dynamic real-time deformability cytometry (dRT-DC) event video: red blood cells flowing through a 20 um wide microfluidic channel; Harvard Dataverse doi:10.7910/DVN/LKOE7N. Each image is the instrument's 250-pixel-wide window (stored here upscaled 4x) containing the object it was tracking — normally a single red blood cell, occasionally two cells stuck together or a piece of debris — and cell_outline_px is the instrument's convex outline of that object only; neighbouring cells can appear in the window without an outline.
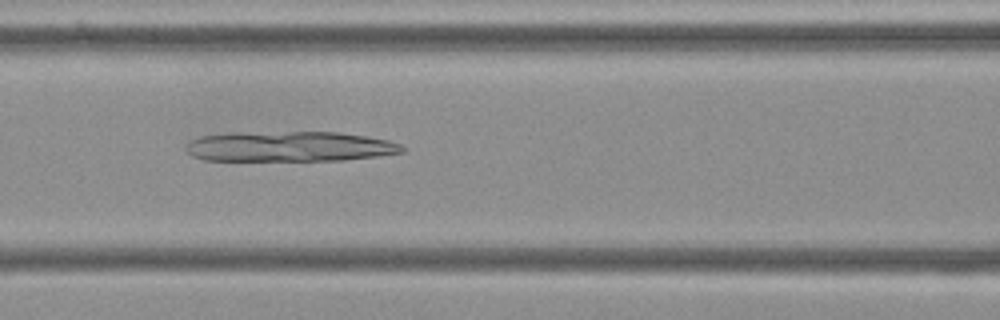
{"species": "Egyptian fruit bat (a non-hibernating species)", "species_latin": "Rousettus aegyptiacus", "temperature_condition": "cold", "stored_images_in_passage": 44, "camera_frame_rate_fps": 3000, "um_per_image_px": 0.085, "frame": {"image": 1, "passage_image": 18, "time_ms": 5.667, "image_size_px": [1000, 320], "cell_outline_px": [[404, 152], [376, 156], [344, 160], [204, 160], [192, 156], [184, 148], [184, 144], [188, 140], [200, 136], [228, 132], [340, 132], [368, 136], [388, 140], [400, 144], [404, 148]], "centroid_in_image_um": [24.55, 12.44], "position_along_channel_um": 142.0, "area_um2": 38.44}}
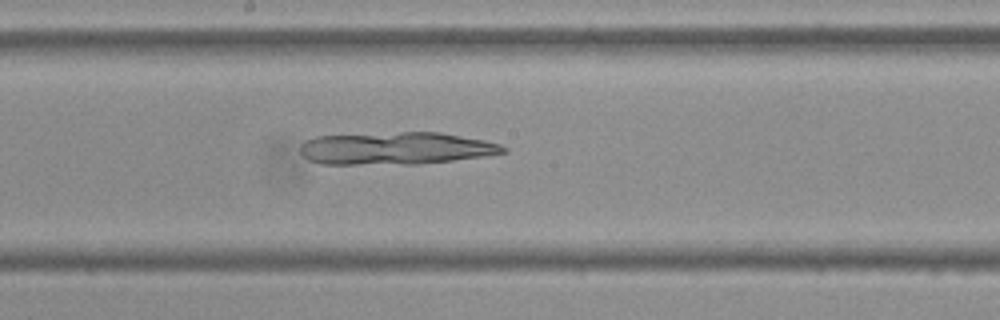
{"frame": {"image": 2, "passage_image": 24, "time_ms": 7.667, "image_size_px": [1000, 320], "cell_outline_px": [[508, 152], [484, 156], [420, 164], [320, 164], [308, 160], [300, 152], [300, 144], [304, 140], [316, 136], [400, 132], [440, 132], [484, 140], [500, 144], [508, 148]], "centroid_in_image_um": [33.63, 12.61], "position_along_channel_um": 214.6, "area_um2": 38.61}}
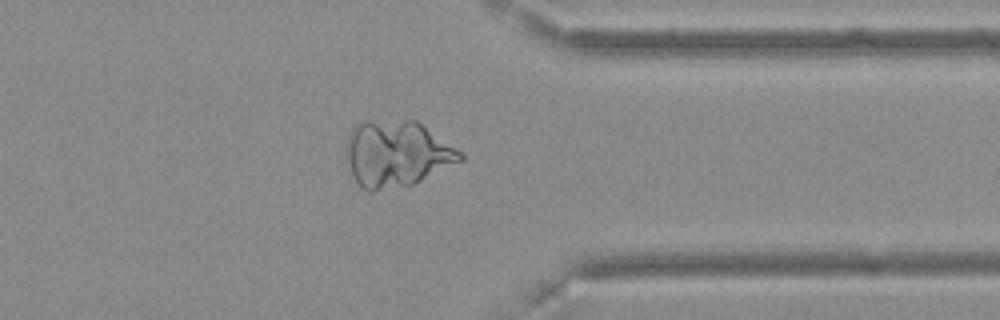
{"frame": {"image": 3, "passage_image": 38, "time_ms": 12.333, "image_size_px": [1000, 320], "cell_outline_px": [[464, 160], [412, 184], [372, 192], [368, 192], [352, 176], [344, 152], [348, 136], [352, 128], [360, 120], [416, 120], [456, 148], [464, 156]], "centroid_in_image_um": [33.68, 13.05], "position_along_channel_um": 377.7, "area_um2": 44.04}}